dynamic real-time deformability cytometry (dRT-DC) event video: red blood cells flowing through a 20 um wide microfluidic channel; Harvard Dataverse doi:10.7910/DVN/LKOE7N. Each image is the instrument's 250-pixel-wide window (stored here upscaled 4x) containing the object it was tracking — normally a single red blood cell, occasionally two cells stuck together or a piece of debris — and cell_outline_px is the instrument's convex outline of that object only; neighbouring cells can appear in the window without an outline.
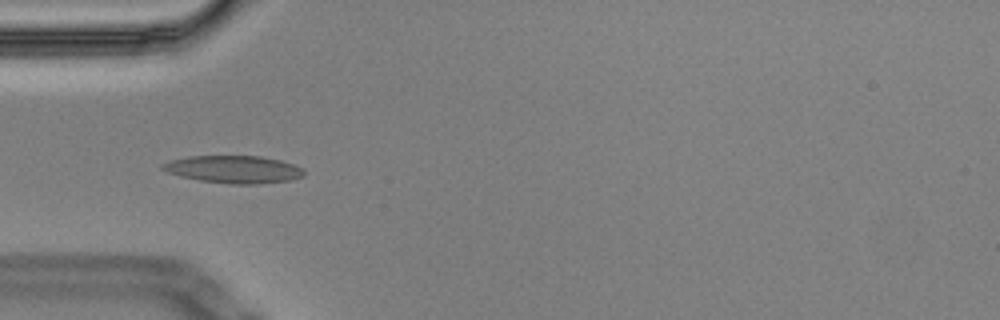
{"species": "Egyptian fruit bat (a non-hibernating species)", "species_latin": "Rousettus aegyptiacus", "temperature_condition": "cold", "stored_images_in_passage": 6, "camera_frame_rate_fps": 3000, "um_per_image_px": 0.085, "animal": {"sex": "male"}, "frame": {"image": 1, "passage_image": 5, "time_ms": 1.333, "image_size_px": [1000, 320], "cell_outline_px": [[304, 176], [288, 180], [256, 184], [232, 184], [200, 180], [180, 176], [168, 172], [160, 168], [160, 164], [172, 160], [188, 156], [260, 156], [280, 160], [304, 168]], "centroid_in_image_um": [19.86, 14.39], "position_along_channel_um": 65.1, "area_um2": 22.54}}